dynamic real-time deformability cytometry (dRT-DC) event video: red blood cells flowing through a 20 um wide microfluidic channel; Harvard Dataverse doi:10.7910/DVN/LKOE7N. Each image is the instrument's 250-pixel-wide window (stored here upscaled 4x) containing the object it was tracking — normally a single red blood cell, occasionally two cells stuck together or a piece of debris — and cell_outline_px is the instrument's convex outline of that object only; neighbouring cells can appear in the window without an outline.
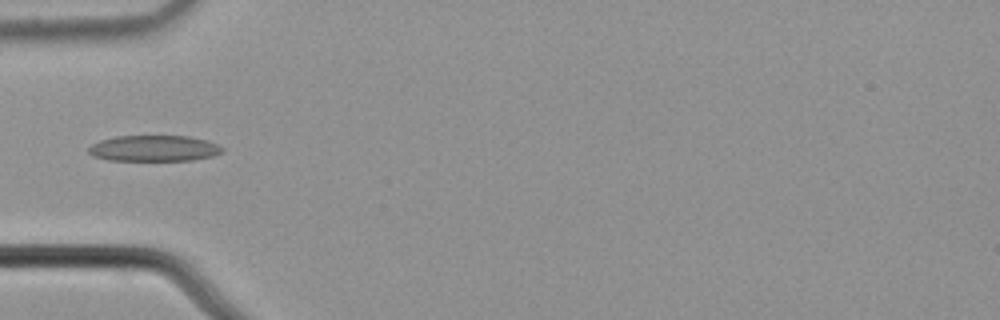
{"species": "common noctule bat (a hibernating species)", "species_latin": "Nyctalus noctula", "temperature_condition": "cold", "stored_images_in_passage": 1, "camera_frame_rate_fps": 3000, "um_per_image_px": 0.085, "animal": {"sex": "male", "body_mass_g": 21.5, "forearm_length_mm": 52.0}, "frame": {"image": 1, "passage_image": 1, "time_ms": 0.0, "image_size_px": [1000, 320], "cell_outline_px": [[224, 152], [212, 156], [192, 160], [108, 160], [92, 156], [88, 152], [88, 148], [92, 144], [100, 140], [116, 136], [188, 136], [208, 140], [224, 148]], "centroid_in_image_um": [13.09, 12.61], "position_along_channel_um": 71.9, "area_um2": 20.29}}